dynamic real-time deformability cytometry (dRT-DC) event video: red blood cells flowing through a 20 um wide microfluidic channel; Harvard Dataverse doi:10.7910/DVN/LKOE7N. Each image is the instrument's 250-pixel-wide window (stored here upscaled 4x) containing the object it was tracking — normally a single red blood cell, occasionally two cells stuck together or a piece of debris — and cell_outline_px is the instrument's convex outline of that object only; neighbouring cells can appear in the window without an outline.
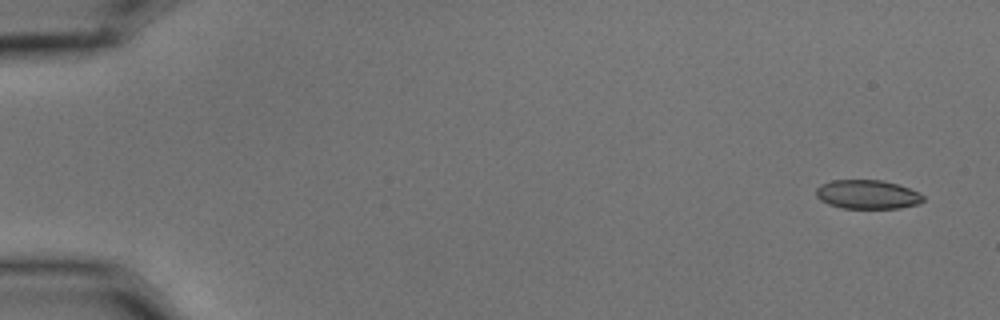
{"species": "common noctule bat (a hibernating species)", "species_latin": "Nyctalus noctula", "temperature_condition": "cold", "stored_images_in_passage": 5, "camera_frame_rate_fps": 3000, "um_per_image_px": 0.085, "animal": {"sex": "male", "body_mass_g": 15.6}, "frame": {"image": 1, "passage_image": 1, "time_ms": 0.0, "image_size_px": [1000, 320], "cell_outline_px": [[924, 200], [920, 204], [900, 208], [840, 208], [828, 204], [820, 200], [816, 196], [816, 188], [820, 184], [832, 180], [884, 180], [920, 192], [924, 196]], "centroid_in_image_um": [73.73, 16.53], "position_along_channel_um": 11.3, "area_um2": 18.26}}
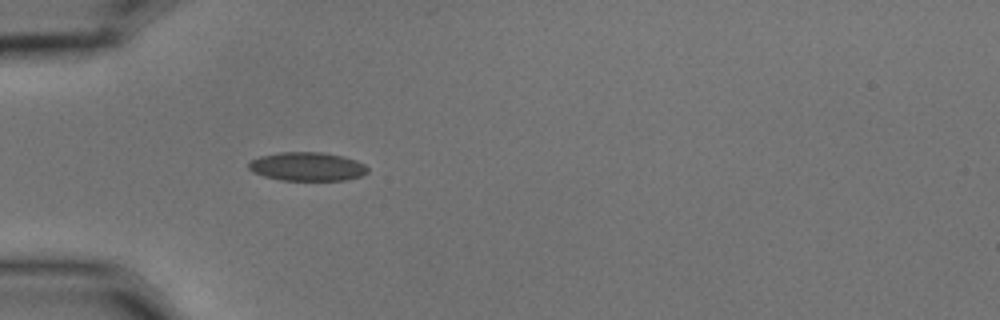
{"frame": {"image": 2, "passage_image": 5, "time_ms": 1.333, "image_size_px": [1000, 320], "cell_outline_px": [[368, 172], [360, 176], [344, 180], [280, 180], [264, 176], [252, 172], [248, 168], [248, 164], [252, 160], [260, 156], [280, 152], [324, 152], [356, 160], [364, 164], [368, 168]], "centroid_in_image_um": [26.1, 14.16], "position_along_channel_um": 58.9, "area_um2": 19.83}}